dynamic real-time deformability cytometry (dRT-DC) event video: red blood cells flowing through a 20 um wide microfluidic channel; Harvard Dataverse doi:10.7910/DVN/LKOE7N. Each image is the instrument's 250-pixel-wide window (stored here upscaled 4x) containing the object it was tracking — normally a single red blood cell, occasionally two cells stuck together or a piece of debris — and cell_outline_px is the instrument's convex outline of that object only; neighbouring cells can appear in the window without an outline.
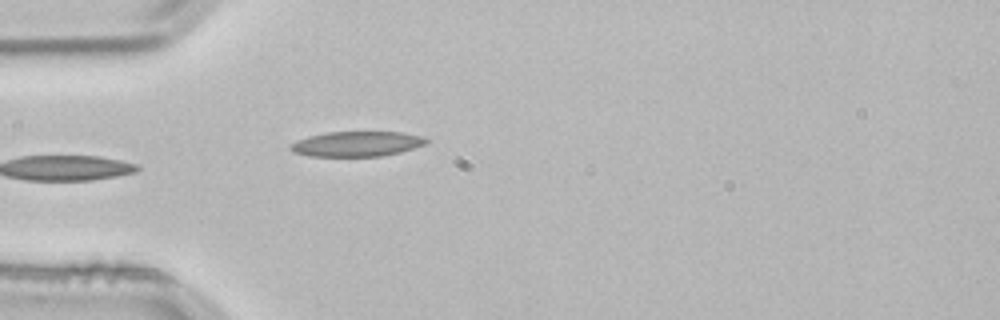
{"species": "common noctule bat (a hibernating species)", "species_latin": "Nyctalus noctula", "temperature_condition": "room temperature", "stored_images_in_passage": 3, "camera_frame_rate_fps": 3000, "um_per_image_px": 0.085, "animal": {"sex": "male", "body_mass_g": 21.5, "forearm_length_mm": 52.0}, "frame": {"image": 1, "passage_image": 3, "time_ms": 0.667, "image_size_px": [1000, 320], "cell_outline_px": [[428, 144], [400, 152], [380, 156], [308, 156], [292, 152], [288, 148], [296, 140], [308, 136], [328, 132], [400, 132], [424, 136], [428, 140]], "centroid_in_image_um": [30.33, 12.23], "position_along_channel_um": 54.7, "area_um2": 19.94}}